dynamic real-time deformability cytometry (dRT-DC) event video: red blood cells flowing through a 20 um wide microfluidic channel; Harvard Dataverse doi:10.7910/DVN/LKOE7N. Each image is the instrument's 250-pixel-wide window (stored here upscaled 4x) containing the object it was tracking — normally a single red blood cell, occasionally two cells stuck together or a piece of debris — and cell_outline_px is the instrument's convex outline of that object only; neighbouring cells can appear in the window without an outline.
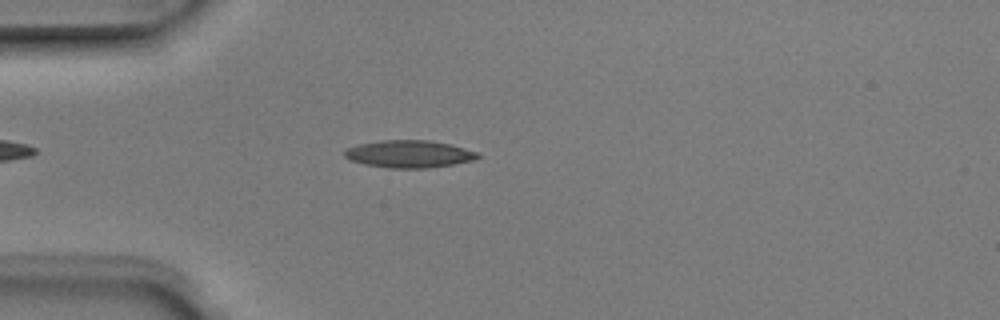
{"species": "Egyptian fruit bat (a non-hibernating species)", "species_latin": "Rousettus aegyptiacus", "temperature_condition": "room temperature", "stored_images_in_passage": 2, "camera_frame_rate_fps": 3000, "um_per_image_px": 0.085, "animal": {"sex": "male"}, "frame": {"image": 1, "passage_image": 2, "time_ms": 0.333, "image_size_px": [1000, 320], "cell_outline_px": [[480, 156], [476, 160], [428, 168], [388, 168], [364, 164], [352, 160], [344, 156], [344, 152], [348, 148], [356, 144], [380, 140], [428, 140], [448, 144], [480, 152]], "centroid_in_image_um": [34.78, 13.09], "position_along_channel_um": 50.2, "area_um2": 21.27}}